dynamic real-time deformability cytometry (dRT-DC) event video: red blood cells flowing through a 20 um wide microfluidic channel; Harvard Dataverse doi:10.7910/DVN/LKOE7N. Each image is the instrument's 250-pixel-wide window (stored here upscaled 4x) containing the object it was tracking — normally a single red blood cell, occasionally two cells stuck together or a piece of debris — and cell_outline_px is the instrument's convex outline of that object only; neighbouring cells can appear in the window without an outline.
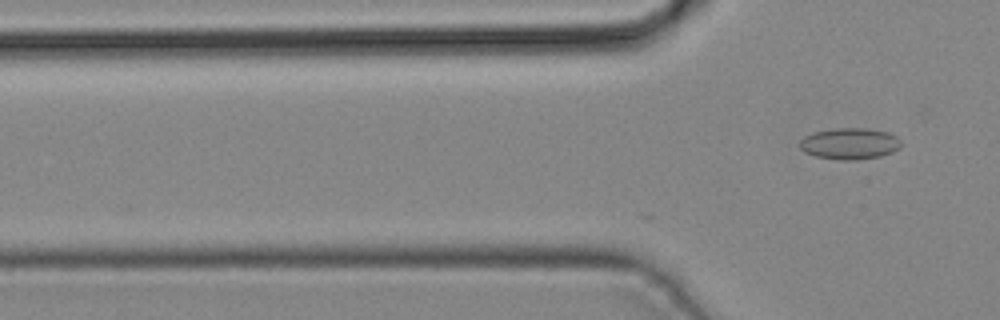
{"species": "common noctule bat (a hibernating species)", "species_latin": "Nyctalus noctula", "temperature_condition": "cold", "stored_images_in_passage": 3, "camera_frame_rate_fps": 3000, "um_per_image_px": 0.085, "animal": {"sex": "male", "body_mass_g": 19.2, "forearm_length_mm": 51.8}, "frame": {"image": 1, "passage_image": 3, "time_ms": 0.667, "image_size_px": [1000, 320], "cell_outline_px": [[900, 148], [892, 152], [880, 156], [856, 160], [840, 160], [816, 156], [804, 152], [800, 148], [800, 140], [804, 136], [812, 132], [836, 128], [868, 128], [888, 132], [896, 136], [900, 140]], "centroid_in_image_um": [72.21, 12.2], "position_along_channel_um": 53.6, "area_um2": 18.61}}